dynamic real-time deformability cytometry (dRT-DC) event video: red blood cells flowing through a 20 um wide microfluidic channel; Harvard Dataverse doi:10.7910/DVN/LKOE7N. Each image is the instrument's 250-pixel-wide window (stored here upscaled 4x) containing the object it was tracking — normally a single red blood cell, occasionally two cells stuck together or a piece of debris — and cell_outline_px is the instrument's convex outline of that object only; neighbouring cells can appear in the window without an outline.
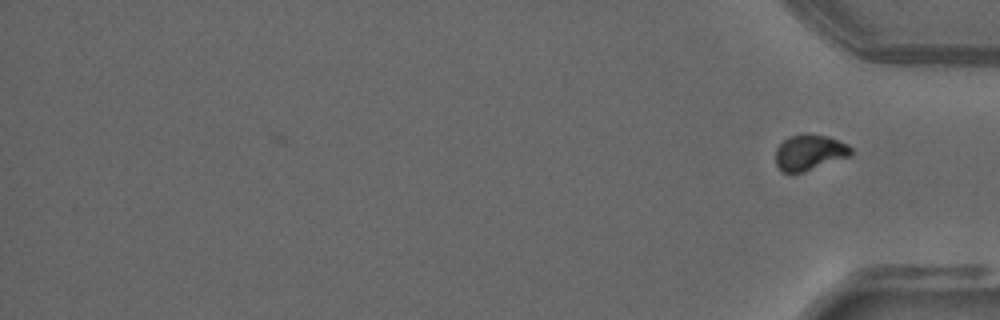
{"species": "common noctule bat (a hibernating species)", "species_latin": "Nyctalus noctula", "temperature_condition": "warm", "stored_images_in_passage": 53, "segment_of_instrument_passage": [2, 2], "camera_frame_rate_fps": 3000, "um_per_image_px": 0.085, "animal": {"sex": "male", "forearm_length_mm": 52.5}, "frame": {"image": 1, "passage_image": 53, "time_ms": 17.333, "image_size_px": [1000, 320], "cell_outline_px": [[852, 156], [804, 172], [780, 172], [776, 164], [776, 148], [788, 136], [804, 132], [808, 132], [828, 136], [848, 144], [852, 148]], "centroid_in_image_um": [68.82, 12.94], "position_along_channel_um": 366.4, "area_um2": 16.13}}